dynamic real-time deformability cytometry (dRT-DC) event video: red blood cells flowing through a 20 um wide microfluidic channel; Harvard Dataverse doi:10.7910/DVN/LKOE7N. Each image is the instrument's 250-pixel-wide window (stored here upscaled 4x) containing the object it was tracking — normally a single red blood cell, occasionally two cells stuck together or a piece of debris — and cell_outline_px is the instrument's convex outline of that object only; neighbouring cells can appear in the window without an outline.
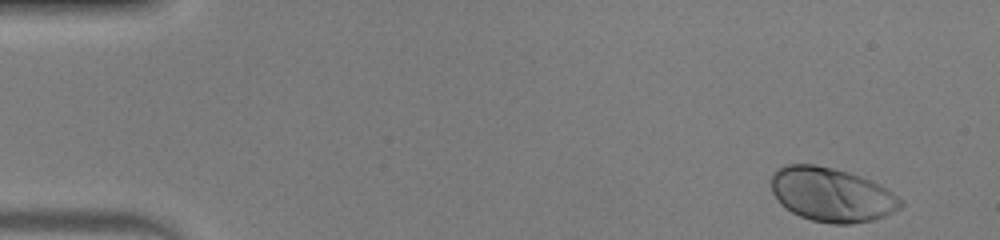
{"species": "human", "species_latin": "Homo sapiens", "temperature_condition": "warm", "stored_images_in_passage": 48, "camera_frame_rate_fps": 3000, "um_per_image_px": 0.085, "donor": {"sex": "male"}, "frame": {"image": 1, "passage_image": 1, "time_ms": 0.0, "image_size_px": [1000, 240], "cell_outline_px": [[904, 204], [900, 208], [884, 216], [872, 220], [852, 224], [832, 224], [812, 220], [800, 216], [784, 208], [780, 204], [772, 192], [772, 172], [776, 168], [784, 164], [816, 164], [848, 172], [860, 176], [892, 192], [904, 200]], "centroid_in_image_um": [70.65, 16.54], "position_along_channel_um": 14.3, "area_um2": 40.81}}
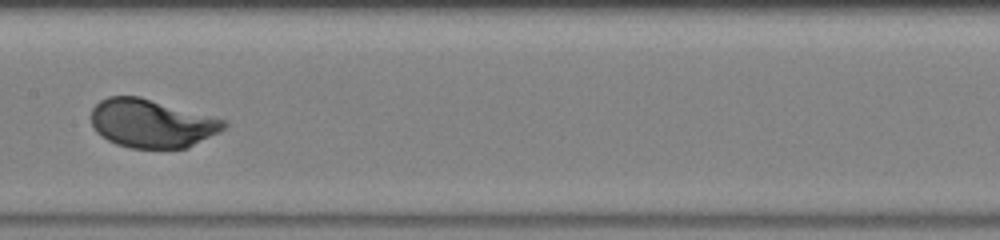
{"frame": {"image": 2, "passage_image": 24, "time_ms": 7.667, "image_size_px": [1000, 240], "cell_outline_px": [[228, 124], [220, 132], [188, 148], [132, 148], [116, 144], [108, 140], [96, 132], [92, 124], [92, 108], [100, 100], [108, 96], [140, 96], [228, 120]], "centroid_in_image_um": [12.93, 10.48], "position_along_channel_um": 194.5, "area_um2": 37.69}}
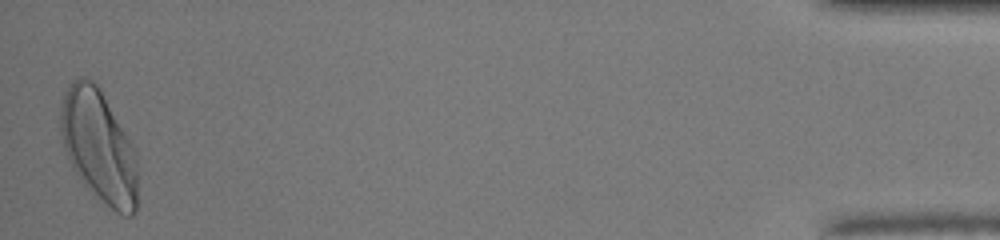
{"frame": {"image": 3, "passage_image": 48, "time_ms": 15.667, "image_size_px": [1000, 240], "cell_outline_px": [[136, 212], [132, 216], [124, 216], [116, 212], [84, 184], [80, 180], [72, 168], [68, 160], [64, 148], [60, 132], [60, 100], [64, 92], [72, 80], [80, 76], [84, 76], [92, 80], [100, 88], [136, 152]], "centroid_in_image_um": [8.36, 12.39], "position_along_channel_um": 426.8, "area_um2": 50.34}, "authors_computed_cell_mechanics": {"area_um2": 37.8012, "velocity_mm_per_s": 4.0211, "shape_relaxation_time_tau1_ms": 1.8931, "shape_relaxation_time_tau2_ms": null, "deformation_change_tau1": 0.1524, "deformation_change_tau2": null}}